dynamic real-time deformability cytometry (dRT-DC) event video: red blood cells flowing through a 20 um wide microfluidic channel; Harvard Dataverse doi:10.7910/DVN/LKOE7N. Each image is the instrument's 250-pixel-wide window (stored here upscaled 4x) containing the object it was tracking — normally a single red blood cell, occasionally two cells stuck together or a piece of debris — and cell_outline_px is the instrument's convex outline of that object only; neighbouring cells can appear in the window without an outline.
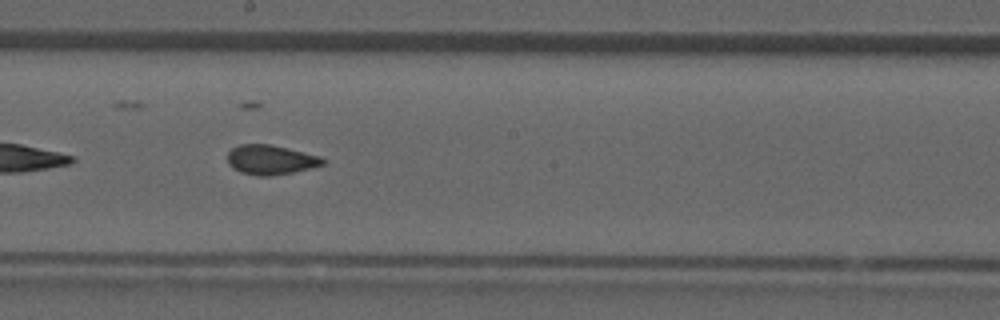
{"species": "common noctule bat (a hibernating species)", "species_latin": "Nyctalus noctula", "temperature_condition": "room temperature", "stored_images_in_passage": 33, "camera_frame_rate_fps": 3000, "um_per_image_px": 0.085, "animal": {"sex": "male", "forearm_length_mm": 52.5}, "frame": {"image": 1, "passage_image": 19, "time_ms": 6.0, "image_size_px": [1000, 320], "cell_outline_px": [[324, 164], [292, 172], [268, 176], [256, 176], [240, 172], [232, 168], [228, 164], [228, 152], [232, 148], [240, 144], [268, 144], [288, 148], [320, 156], [324, 160]], "centroid_in_image_um": [22.96, 13.58], "position_along_channel_um": 225.2, "area_um2": 16.3}}